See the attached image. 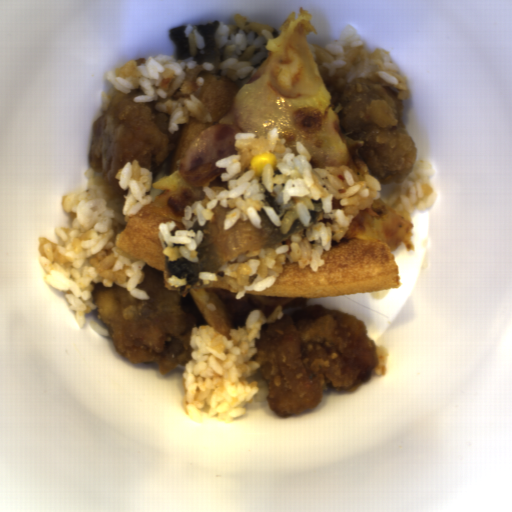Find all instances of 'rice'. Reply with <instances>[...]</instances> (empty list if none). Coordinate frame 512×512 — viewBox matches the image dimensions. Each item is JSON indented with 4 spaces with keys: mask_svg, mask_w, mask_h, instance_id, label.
<instances>
[{
    "mask_svg": "<svg viewBox=\"0 0 512 512\" xmlns=\"http://www.w3.org/2000/svg\"><path fill=\"white\" fill-rule=\"evenodd\" d=\"M286 138H279L278 129L268 130L266 136L256 137L254 133H235L234 147L237 154H231L214 163L227 172L220 179L227 182V189L212 190L203 185L201 191L208 198L206 208L202 200L186 204L181 223L185 230L176 228L174 221L160 222L158 239L162 254L174 261L185 257L198 262L197 248L203 240L202 231L190 230L196 223L204 226L214 217L211 212L217 202L231 209L223 220V229H230L240 218L256 228L262 229L259 212L263 209L271 222L287 234L298 219L303 231L289 236L276 248L267 247L260 255L247 257L237 255V260L226 261L215 272L199 271L202 285L218 281L221 276L225 284L237 290L235 299L243 298L246 291L262 292L275 284L283 274L286 259L297 263L298 269L307 265L313 272L325 265L321 259L324 252L332 248V240L340 243L347 233L352 220L360 210L371 209L373 201L380 198L382 185L370 172L368 164L354 155L356 165L363 170L364 180L356 171L345 166L312 168V155L303 143L296 142L298 155L292 148L284 146ZM324 220L311 223L310 211H322Z\"/></svg>",
    "mask_w": 512,
    "mask_h": 512,
    "instance_id": "obj_1",
    "label": "rice"
},
{
    "mask_svg": "<svg viewBox=\"0 0 512 512\" xmlns=\"http://www.w3.org/2000/svg\"><path fill=\"white\" fill-rule=\"evenodd\" d=\"M283 316L281 305L269 317L253 309L245 326L229 328L230 340L207 324L191 328L192 360L185 363L182 373V404L187 416L202 424L200 409L207 403L209 418L229 424L246 414L244 406L269 399L268 382L253 377L261 366L253 356L258 353L256 339H261L262 325L273 324Z\"/></svg>",
    "mask_w": 512,
    "mask_h": 512,
    "instance_id": "obj_3",
    "label": "rice"
},
{
    "mask_svg": "<svg viewBox=\"0 0 512 512\" xmlns=\"http://www.w3.org/2000/svg\"><path fill=\"white\" fill-rule=\"evenodd\" d=\"M184 36L188 42L189 57L174 60L171 54H157L145 59L133 58L118 68L107 72L105 79L111 86L109 92L102 91L100 97L101 112L106 111L113 97L118 93L132 94L136 90L145 95H135L132 99L137 103L153 102L159 112L170 115L168 132L174 135L179 125H188L190 117L201 123H212V116L205 103L194 94L172 99V94L186 79L183 71L186 67L194 69L198 64L194 61L197 48H203L205 39L197 31L196 26L187 24Z\"/></svg>",
    "mask_w": 512,
    "mask_h": 512,
    "instance_id": "obj_4",
    "label": "rice"
},
{
    "mask_svg": "<svg viewBox=\"0 0 512 512\" xmlns=\"http://www.w3.org/2000/svg\"><path fill=\"white\" fill-rule=\"evenodd\" d=\"M304 43L331 97L354 79H368L391 87L400 102H408L404 74L395 61L385 48L370 49L351 26L325 44Z\"/></svg>",
    "mask_w": 512,
    "mask_h": 512,
    "instance_id": "obj_5",
    "label": "rice"
},
{
    "mask_svg": "<svg viewBox=\"0 0 512 512\" xmlns=\"http://www.w3.org/2000/svg\"><path fill=\"white\" fill-rule=\"evenodd\" d=\"M87 189L63 196L61 208L70 214L67 227L54 228L63 243H55L39 237L38 261L44 270L45 283L64 293L69 311L76 312L75 321L83 327L86 313L97 306L92 302L95 284L104 287L117 284L126 288L137 299H151L146 291L136 288L144 281L141 270L147 264L142 259L132 263L117 252L116 235L126 226L125 216L149 205L152 195L146 194L152 186V172L141 167L139 159H132L117 169L121 190L127 195L115 193L102 176L95 175L94 168L84 172Z\"/></svg>",
    "mask_w": 512,
    "mask_h": 512,
    "instance_id": "obj_2",
    "label": "rice"
},
{
    "mask_svg": "<svg viewBox=\"0 0 512 512\" xmlns=\"http://www.w3.org/2000/svg\"><path fill=\"white\" fill-rule=\"evenodd\" d=\"M430 176H435L432 162L416 158L403 183L398 184L387 197L386 205L410 222L415 209L420 212L430 210L439 196L429 181Z\"/></svg>",
    "mask_w": 512,
    "mask_h": 512,
    "instance_id": "obj_7",
    "label": "rice"
},
{
    "mask_svg": "<svg viewBox=\"0 0 512 512\" xmlns=\"http://www.w3.org/2000/svg\"><path fill=\"white\" fill-rule=\"evenodd\" d=\"M236 25L219 22L213 33L219 76L230 79L240 90L251 80L270 51L268 39L277 38V30L234 14Z\"/></svg>",
    "mask_w": 512,
    "mask_h": 512,
    "instance_id": "obj_6",
    "label": "rice"
}]
</instances>
